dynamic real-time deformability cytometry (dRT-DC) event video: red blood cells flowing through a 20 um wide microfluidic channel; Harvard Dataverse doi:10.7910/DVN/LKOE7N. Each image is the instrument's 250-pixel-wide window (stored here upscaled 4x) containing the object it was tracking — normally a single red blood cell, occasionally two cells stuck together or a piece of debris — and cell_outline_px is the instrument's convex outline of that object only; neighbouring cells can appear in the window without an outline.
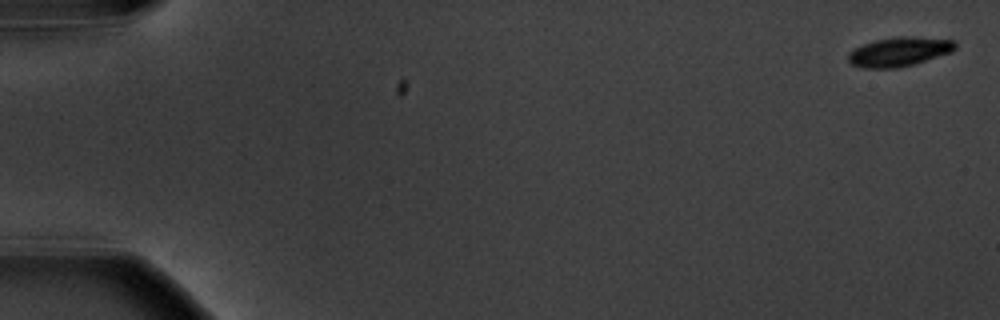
{"species": "common noctule bat (a hibernating species)", "species_latin": "Nyctalus noctula", "temperature_condition": "warm", "stored_images_in_passage": 7, "camera_frame_rate_fps": 3000, "um_per_image_px": 0.085, "animal": {"sex": "male", "body_mass_g": 20.1, "forearm_length_mm": 53.5}, "frame": {"image": 1, "passage_image": 1, "time_ms": 0.0, "image_size_px": [1000, 320], "cell_outline_px": [[956, 48], [952, 52], [912, 64], [896, 68], [860, 68], [852, 64], [848, 60], [848, 52], [864, 44], [876, 40], [900, 36], [912, 36], [952, 40], [956, 44]], "centroid_in_image_um": [76.42, 4.4], "position_along_channel_um": 8.6, "area_um2": 18.03}}
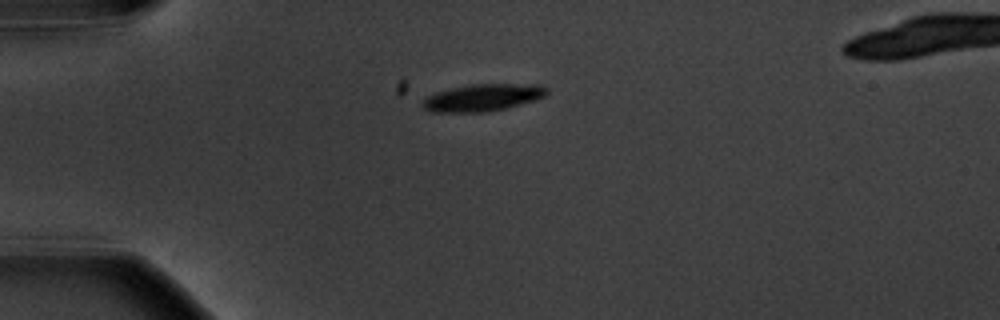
{"frame": {"image": 2, "passage_image": 5, "time_ms": 4.667, "image_size_px": [1000, 320], "cell_outline_px": [[548, 92], [544, 96], [536, 100], [488, 112], [432, 112], [424, 108], [420, 104], [428, 96], [436, 92], [452, 88], [472, 84], [544, 84], [548, 88]], "centroid_in_image_um": [41.07, 8.29], "position_along_channel_um": 43.9, "area_um2": 19.65}}